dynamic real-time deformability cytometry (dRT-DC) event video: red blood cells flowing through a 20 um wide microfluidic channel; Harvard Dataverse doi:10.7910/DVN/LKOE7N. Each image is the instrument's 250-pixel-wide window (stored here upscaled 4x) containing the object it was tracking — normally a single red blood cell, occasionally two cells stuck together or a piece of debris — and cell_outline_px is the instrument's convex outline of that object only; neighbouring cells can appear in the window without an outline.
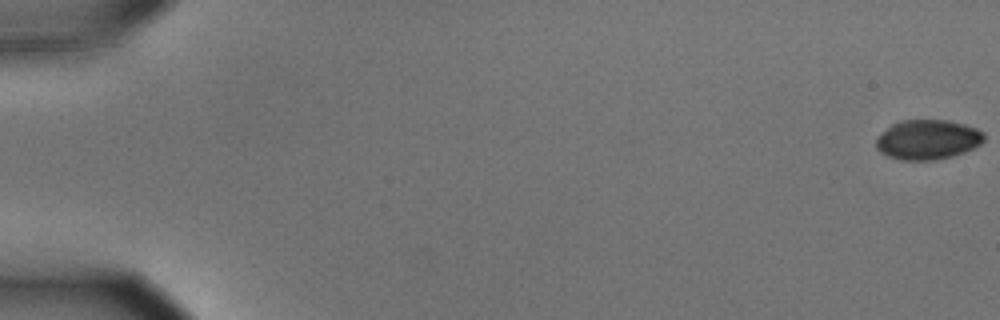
{"species": "common noctule bat (a hibernating species)", "species_latin": "Nyctalus noctula", "temperature_condition": "cold", "stored_images_in_passage": 56, "camera_frame_rate_fps": 3000, "um_per_image_px": 0.085, "animal": {"sex": "male", "body_mass_g": 15.6}, "frame": {"image": 1, "passage_image": 1, "time_ms": 0.0, "image_size_px": [1000, 320], "cell_outline_px": [[984, 140], [980, 144], [964, 152], [952, 156], [932, 160], [900, 160], [888, 156], [880, 152], [876, 148], [876, 136], [892, 124], [900, 120], [948, 120], [964, 124], [976, 128], [984, 132]], "centroid_in_image_um": [78.83, 11.86], "position_along_channel_um": 6.2, "area_um2": 25.09}}
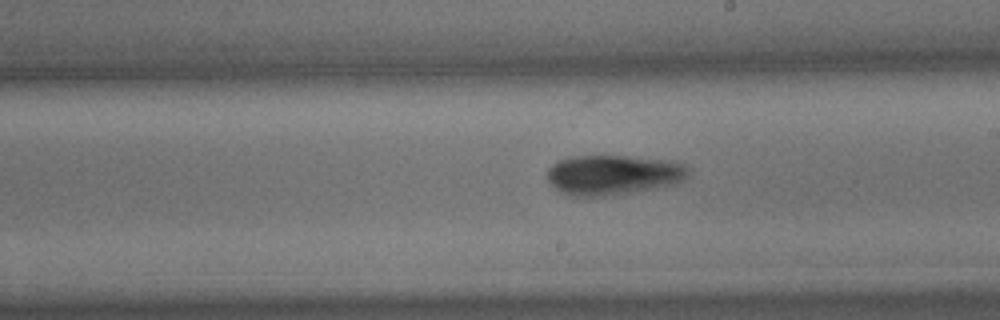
{"frame": {"image": 2, "passage_image": 34, "time_ms": 11.0, "image_size_px": [1000, 320], "cell_outline_px": [[692, 172], [684, 180], [676, 184], [628, 192], [600, 196], [568, 196], [560, 192], [544, 176], [548, 168], [556, 160], [568, 156], [628, 156], [676, 160], [688, 164], [692, 168]], "centroid_in_image_um": [52.16, 14.83], "position_along_channel_um": 236.8, "area_um2": 33.52}}
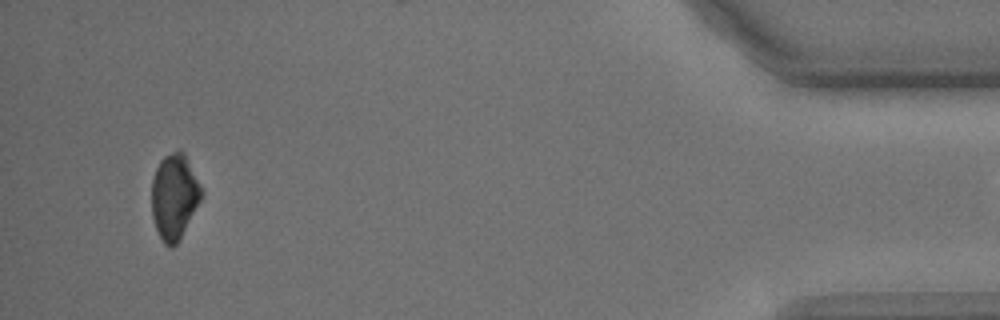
{"frame": {"image": 3, "passage_image": 55, "time_ms": 18.0, "image_size_px": [1000, 320], "cell_outline_px": [[204, 192], [200, 200], [176, 244], [172, 248], [164, 244], [156, 228], [152, 216], [152, 180], [156, 168], [160, 160], [164, 156], [180, 148], [184, 152], [204, 188]], "centroid_in_image_um": [14.83, 16.64], "position_along_channel_um": 420.4, "area_um2": 24.74}}